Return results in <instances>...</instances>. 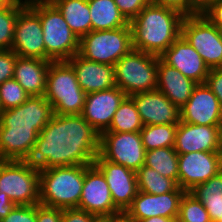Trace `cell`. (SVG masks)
<instances>
[{"instance_id":"6da1fadb","label":"cell","mask_w":222,"mask_h":222,"mask_svg":"<svg viewBox=\"0 0 222 222\" xmlns=\"http://www.w3.org/2000/svg\"><path fill=\"white\" fill-rule=\"evenodd\" d=\"M99 133L81 114L52 116L39 132L26 160L39 170L92 165L99 152Z\"/></svg>"},{"instance_id":"7a4b0ae2","label":"cell","mask_w":222,"mask_h":222,"mask_svg":"<svg viewBox=\"0 0 222 222\" xmlns=\"http://www.w3.org/2000/svg\"><path fill=\"white\" fill-rule=\"evenodd\" d=\"M54 115L45 96H29L0 114V160H27L39 132Z\"/></svg>"},{"instance_id":"3957f363","label":"cell","mask_w":222,"mask_h":222,"mask_svg":"<svg viewBox=\"0 0 222 222\" xmlns=\"http://www.w3.org/2000/svg\"><path fill=\"white\" fill-rule=\"evenodd\" d=\"M185 15L150 2L129 24L135 50L161 56L181 35Z\"/></svg>"},{"instance_id":"277c9868","label":"cell","mask_w":222,"mask_h":222,"mask_svg":"<svg viewBox=\"0 0 222 222\" xmlns=\"http://www.w3.org/2000/svg\"><path fill=\"white\" fill-rule=\"evenodd\" d=\"M40 17L45 44V60L68 61L79 51V38L72 32L62 13L50 0H27Z\"/></svg>"},{"instance_id":"5b68a950","label":"cell","mask_w":222,"mask_h":222,"mask_svg":"<svg viewBox=\"0 0 222 222\" xmlns=\"http://www.w3.org/2000/svg\"><path fill=\"white\" fill-rule=\"evenodd\" d=\"M84 183V165L39 170L41 205L52 208H78Z\"/></svg>"},{"instance_id":"8992f818","label":"cell","mask_w":222,"mask_h":222,"mask_svg":"<svg viewBox=\"0 0 222 222\" xmlns=\"http://www.w3.org/2000/svg\"><path fill=\"white\" fill-rule=\"evenodd\" d=\"M44 96L55 114L82 113L86 93L81 89L76 72L68 61H51Z\"/></svg>"},{"instance_id":"52a82bcc","label":"cell","mask_w":222,"mask_h":222,"mask_svg":"<svg viewBox=\"0 0 222 222\" xmlns=\"http://www.w3.org/2000/svg\"><path fill=\"white\" fill-rule=\"evenodd\" d=\"M115 84L127 96L157 88L158 56L132 49L114 65Z\"/></svg>"},{"instance_id":"ba28073f","label":"cell","mask_w":222,"mask_h":222,"mask_svg":"<svg viewBox=\"0 0 222 222\" xmlns=\"http://www.w3.org/2000/svg\"><path fill=\"white\" fill-rule=\"evenodd\" d=\"M132 49L129 24L113 30L90 31L79 39L78 55L89 61L114 66Z\"/></svg>"},{"instance_id":"9c48e42d","label":"cell","mask_w":222,"mask_h":222,"mask_svg":"<svg viewBox=\"0 0 222 222\" xmlns=\"http://www.w3.org/2000/svg\"><path fill=\"white\" fill-rule=\"evenodd\" d=\"M0 193L16 205L39 204V169L26 160H0Z\"/></svg>"},{"instance_id":"30bf717a","label":"cell","mask_w":222,"mask_h":222,"mask_svg":"<svg viewBox=\"0 0 222 222\" xmlns=\"http://www.w3.org/2000/svg\"><path fill=\"white\" fill-rule=\"evenodd\" d=\"M181 35L199 53L209 69L222 68V31L205 16H185Z\"/></svg>"},{"instance_id":"8fae6325","label":"cell","mask_w":222,"mask_h":222,"mask_svg":"<svg viewBox=\"0 0 222 222\" xmlns=\"http://www.w3.org/2000/svg\"><path fill=\"white\" fill-rule=\"evenodd\" d=\"M145 153L140 132H103L100 135L98 154L134 172L144 165Z\"/></svg>"},{"instance_id":"7c38bea8","label":"cell","mask_w":222,"mask_h":222,"mask_svg":"<svg viewBox=\"0 0 222 222\" xmlns=\"http://www.w3.org/2000/svg\"><path fill=\"white\" fill-rule=\"evenodd\" d=\"M78 208L94 216L120 213L113 203L104 175L94 164L84 165V183Z\"/></svg>"},{"instance_id":"4fadbf2b","label":"cell","mask_w":222,"mask_h":222,"mask_svg":"<svg viewBox=\"0 0 222 222\" xmlns=\"http://www.w3.org/2000/svg\"><path fill=\"white\" fill-rule=\"evenodd\" d=\"M222 170L218 152L178 154V186L185 192L204 183Z\"/></svg>"},{"instance_id":"5bb4252c","label":"cell","mask_w":222,"mask_h":222,"mask_svg":"<svg viewBox=\"0 0 222 222\" xmlns=\"http://www.w3.org/2000/svg\"><path fill=\"white\" fill-rule=\"evenodd\" d=\"M11 50L20 57L45 60L41 20L28 5L18 13Z\"/></svg>"},{"instance_id":"9a60e30c","label":"cell","mask_w":222,"mask_h":222,"mask_svg":"<svg viewBox=\"0 0 222 222\" xmlns=\"http://www.w3.org/2000/svg\"><path fill=\"white\" fill-rule=\"evenodd\" d=\"M104 175L115 207L125 212L138 193L136 172L103 159L99 154L93 163Z\"/></svg>"},{"instance_id":"2e32d148","label":"cell","mask_w":222,"mask_h":222,"mask_svg":"<svg viewBox=\"0 0 222 222\" xmlns=\"http://www.w3.org/2000/svg\"><path fill=\"white\" fill-rule=\"evenodd\" d=\"M126 96L117 86L87 93L81 115L101 135L110 127L115 112Z\"/></svg>"},{"instance_id":"e0dca14e","label":"cell","mask_w":222,"mask_h":222,"mask_svg":"<svg viewBox=\"0 0 222 222\" xmlns=\"http://www.w3.org/2000/svg\"><path fill=\"white\" fill-rule=\"evenodd\" d=\"M180 112L182 122L201 126H222V108L205 83L197 84Z\"/></svg>"},{"instance_id":"ac0fdd59","label":"cell","mask_w":222,"mask_h":222,"mask_svg":"<svg viewBox=\"0 0 222 222\" xmlns=\"http://www.w3.org/2000/svg\"><path fill=\"white\" fill-rule=\"evenodd\" d=\"M139 112L143 125H178L180 108L174 105L161 91L139 92L130 96Z\"/></svg>"},{"instance_id":"d6986e66","label":"cell","mask_w":222,"mask_h":222,"mask_svg":"<svg viewBox=\"0 0 222 222\" xmlns=\"http://www.w3.org/2000/svg\"><path fill=\"white\" fill-rule=\"evenodd\" d=\"M184 193L185 191H170L155 195L138 191L131 206L125 212L137 222L154 216L177 220L180 200Z\"/></svg>"},{"instance_id":"ffe728a7","label":"cell","mask_w":222,"mask_h":222,"mask_svg":"<svg viewBox=\"0 0 222 222\" xmlns=\"http://www.w3.org/2000/svg\"><path fill=\"white\" fill-rule=\"evenodd\" d=\"M160 59L198 84L205 83L210 71L199 53L182 35L160 56Z\"/></svg>"},{"instance_id":"44dd1931","label":"cell","mask_w":222,"mask_h":222,"mask_svg":"<svg viewBox=\"0 0 222 222\" xmlns=\"http://www.w3.org/2000/svg\"><path fill=\"white\" fill-rule=\"evenodd\" d=\"M222 126H201L180 121L177 125L174 149L178 154L218 152Z\"/></svg>"},{"instance_id":"7402d4cb","label":"cell","mask_w":222,"mask_h":222,"mask_svg":"<svg viewBox=\"0 0 222 222\" xmlns=\"http://www.w3.org/2000/svg\"><path fill=\"white\" fill-rule=\"evenodd\" d=\"M76 72L81 89L87 94L116 86L114 66L86 60L75 54L68 60Z\"/></svg>"},{"instance_id":"603a6c76","label":"cell","mask_w":222,"mask_h":222,"mask_svg":"<svg viewBox=\"0 0 222 222\" xmlns=\"http://www.w3.org/2000/svg\"><path fill=\"white\" fill-rule=\"evenodd\" d=\"M198 83L164 63L158 56L157 90L180 109L187 103Z\"/></svg>"},{"instance_id":"cb8c5ba5","label":"cell","mask_w":222,"mask_h":222,"mask_svg":"<svg viewBox=\"0 0 222 222\" xmlns=\"http://www.w3.org/2000/svg\"><path fill=\"white\" fill-rule=\"evenodd\" d=\"M50 63L49 60L18 56L13 78L29 96H44Z\"/></svg>"},{"instance_id":"d4e9b609","label":"cell","mask_w":222,"mask_h":222,"mask_svg":"<svg viewBox=\"0 0 222 222\" xmlns=\"http://www.w3.org/2000/svg\"><path fill=\"white\" fill-rule=\"evenodd\" d=\"M62 13L72 32L80 39L92 31L88 0H50Z\"/></svg>"},{"instance_id":"484cf974","label":"cell","mask_w":222,"mask_h":222,"mask_svg":"<svg viewBox=\"0 0 222 222\" xmlns=\"http://www.w3.org/2000/svg\"><path fill=\"white\" fill-rule=\"evenodd\" d=\"M92 31L113 30L128 26L114 0H88Z\"/></svg>"},{"instance_id":"4316f807","label":"cell","mask_w":222,"mask_h":222,"mask_svg":"<svg viewBox=\"0 0 222 222\" xmlns=\"http://www.w3.org/2000/svg\"><path fill=\"white\" fill-rule=\"evenodd\" d=\"M205 207L211 222H218L222 215V170L204 183L189 191Z\"/></svg>"},{"instance_id":"83f0119b","label":"cell","mask_w":222,"mask_h":222,"mask_svg":"<svg viewBox=\"0 0 222 222\" xmlns=\"http://www.w3.org/2000/svg\"><path fill=\"white\" fill-rule=\"evenodd\" d=\"M136 178L138 191L148 194L160 195L170 191H184L174 179L164 177L146 165L136 171Z\"/></svg>"},{"instance_id":"f1b7e54d","label":"cell","mask_w":222,"mask_h":222,"mask_svg":"<svg viewBox=\"0 0 222 222\" xmlns=\"http://www.w3.org/2000/svg\"><path fill=\"white\" fill-rule=\"evenodd\" d=\"M143 126L133 99L126 96L115 112L110 127L105 132H140Z\"/></svg>"},{"instance_id":"f546056e","label":"cell","mask_w":222,"mask_h":222,"mask_svg":"<svg viewBox=\"0 0 222 222\" xmlns=\"http://www.w3.org/2000/svg\"><path fill=\"white\" fill-rule=\"evenodd\" d=\"M144 165L153 168L164 177L174 179L178 183V153L174 147L146 151Z\"/></svg>"},{"instance_id":"4dcf8cb0","label":"cell","mask_w":222,"mask_h":222,"mask_svg":"<svg viewBox=\"0 0 222 222\" xmlns=\"http://www.w3.org/2000/svg\"><path fill=\"white\" fill-rule=\"evenodd\" d=\"M177 125H145L140 131L142 143L146 151L174 147Z\"/></svg>"},{"instance_id":"1f68e13d","label":"cell","mask_w":222,"mask_h":222,"mask_svg":"<svg viewBox=\"0 0 222 222\" xmlns=\"http://www.w3.org/2000/svg\"><path fill=\"white\" fill-rule=\"evenodd\" d=\"M27 5V0H14L0 8V50H11L18 13Z\"/></svg>"},{"instance_id":"d6a6232c","label":"cell","mask_w":222,"mask_h":222,"mask_svg":"<svg viewBox=\"0 0 222 222\" xmlns=\"http://www.w3.org/2000/svg\"><path fill=\"white\" fill-rule=\"evenodd\" d=\"M176 222H211L204 205L189 192H185L179 204Z\"/></svg>"},{"instance_id":"836d02e7","label":"cell","mask_w":222,"mask_h":222,"mask_svg":"<svg viewBox=\"0 0 222 222\" xmlns=\"http://www.w3.org/2000/svg\"><path fill=\"white\" fill-rule=\"evenodd\" d=\"M29 95L14 79H8L0 85V102L2 109L7 110L25 103Z\"/></svg>"},{"instance_id":"e575fe53","label":"cell","mask_w":222,"mask_h":222,"mask_svg":"<svg viewBox=\"0 0 222 222\" xmlns=\"http://www.w3.org/2000/svg\"><path fill=\"white\" fill-rule=\"evenodd\" d=\"M118 9L130 23L151 1L150 0H114Z\"/></svg>"},{"instance_id":"d590c367","label":"cell","mask_w":222,"mask_h":222,"mask_svg":"<svg viewBox=\"0 0 222 222\" xmlns=\"http://www.w3.org/2000/svg\"><path fill=\"white\" fill-rule=\"evenodd\" d=\"M0 222H36V205H16Z\"/></svg>"},{"instance_id":"8d00e7d4","label":"cell","mask_w":222,"mask_h":222,"mask_svg":"<svg viewBox=\"0 0 222 222\" xmlns=\"http://www.w3.org/2000/svg\"><path fill=\"white\" fill-rule=\"evenodd\" d=\"M17 57L13 50H0V85L13 78Z\"/></svg>"},{"instance_id":"74e56055","label":"cell","mask_w":222,"mask_h":222,"mask_svg":"<svg viewBox=\"0 0 222 222\" xmlns=\"http://www.w3.org/2000/svg\"><path fill=\"white\" fill-rule=\"evenodd\" d=\"M205 84L217 97L222 108V68L210 69Z\"/></svg>"},{"instance_id":"f35d334b","label":"cell","mask_w":222,"mask_h":222,"mask_svg":"<svg viewBox=\"0 0 222 222\" xmlns=\"http://www.w3.org/2000/svg\"><path fill=\"white\" fill-rule=\"evenodd\" d=\"M62 209L36 204V222H61Z\"/></svg>"},{"instance_id":"ab89813d","label":"cell","mask_w":222,"mask_h":222,"mask_svg":"<svg viewBox=\"0 0 222 222\" xmlns=\"http://www.w3.org/2000/svg\"><path fill=\"white\" fill-rule=\"evenodd\" d=\"M96 216L79 208L62 209L61 222H91Z\"/></svg>"},{"instance_id":"60d3db41","label":"cell","mask_w":222,"mask_h":222,"mask_svg":"<svg viewBox=\"0 0 222 222\" xmlns=\"http://www.w3.org/2000/svg\"><path fill=\"white\" fill-rule=\"evenodd\" d=\"M202 15L222 31V0H213Z\"/></svg>"},{"instance_id":"b9f144b4","label":"cell","mask_w":222,"mask_h":222,"mask_svg":"<svg viewBox=\"0 0 222 222\" xmlns=\"http://www.w3.org/2000/svg\"><path fill=\"white\" fill-rule=\"evenodd\" d=\"M212 2L213 0H185V16L203 14Z\"/></svg>"},{"instance_id":"7bdbcfd3","label":"cell","mask_w":222,"mask_h":222,"mask_svg":"<svg viewBox=\"0 0 222 222\" xmlns=\"http://www.w3.org/2000/svg\"><path fill=\"white\" fill-rule=\"evenodd\" d=\"M15 206L16 204L10 200L6 193H0V221L4 219Z\"/></svg>"},{"instance_id":"ee69618b","label":"cell","mask_w":222,"mask_h":222,"mask_svg":"<svg viewBox=\"0 0 222 222\" xmlns=\"http://www.w3.org/2000/svg\"><path fill=\"white\" fill-rule=\"evenodd\" d=\"M152 3L175 9L185 15V0H150Z\"/></svg>"},{"instance_id":"f6af8a7d","label":"cell","mask_w":222,"mask_h":222,"mask_svg":"<svg viewBox=\"0 0 222 222\" xmlns=\"http://www.w3.org/2000/svg\"><path fill=\"white\" fill-rule=\"evenodd\" d=\"M110 222H137L132 219L126 212H120L110 216Z\"/></svg>"},{"instance_id":"bcb514c9","label":"cell","mask_w":222,"mask_h":222,"mask_svg":"<svg viewBox=\"0 0 222 222\" xmlns=\"http://www.w3.org/2000/svg\"><path fill=\"white\" fill-rule=\"evenodd\" d=\"M139 222H176L174 218H166L162 216H154L151 218L140 220Z\"/></svg>"},{"instance_id":"7dc6e473","label":"cell","mask_w":222,"mask_h":222,"mask_svg":"<svg viewBox=\"0 0 222 222\" xmlns=\"http://www.w3.org/2000/svg\"><path fill=\"white\" fill-rule=\"evenodd\" d=\"M91 222H110V216H96Z\"/></svg>"},{"instance_id":"c3c4849f","label":"cell","mask_w":222,"mask_h":222,"mask_svg":"<svg viewBox=\"0 0 222 222\" xmlns=\"http://www.w3.org/2000/svg\"><path fill=\"white\" fill-rule=\"evenodd\" d=\"M219 158H220V161H221V166H222V128H221V131H220V141H219Z\"/></svg>"},{"instance_id":"681fc988","label":"cell","mask_w":222,"mask_h":222,"mask_svg":"<svg viewBox=\"0 0 222 222\" xmlns=\"http://www.w3.org/2000/svg\"><path fill=\"white\" fill-rule=\"evenodd\" d=\"M14 0H0V8L4 5L11 4Z\"/></svg>"},{"instance_id":"f907efd6","label":"cell","mask_w":222,"mask_h":222,"mask_svg":"<svg viewBox=\"0 0 222 222\" xmlns=\"http://www.w3.org/2000/svg\"><path fill=\"white\" fill-rule=\"evenodd\" d=\"M3 112V109H2V105H1V102H0V114Z\"/></svg>"}]
</instances>
